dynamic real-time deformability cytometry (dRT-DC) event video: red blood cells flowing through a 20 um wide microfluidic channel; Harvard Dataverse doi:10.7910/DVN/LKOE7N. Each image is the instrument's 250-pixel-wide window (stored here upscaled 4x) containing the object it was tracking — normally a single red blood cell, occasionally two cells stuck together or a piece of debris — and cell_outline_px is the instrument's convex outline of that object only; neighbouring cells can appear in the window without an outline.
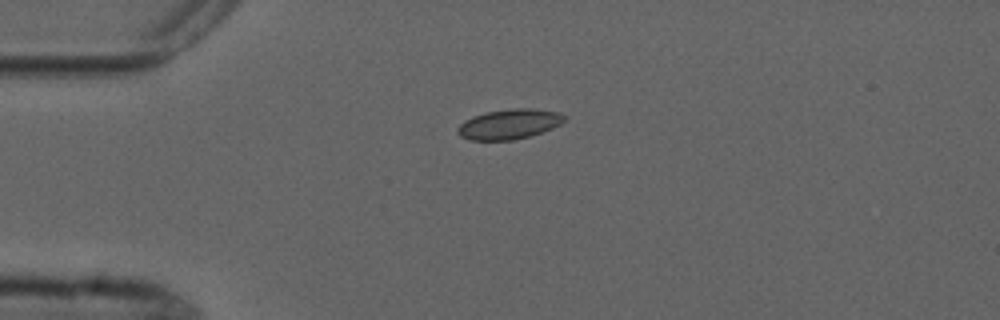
{"species": "common noctule bat (a hibernating species)", "species_latin": "Nyctalus noctula", "temperature_condition": "cold", "stored_images_in_passage": 1, "camera_frame_rate_fps": 3000, "um_per_image_px": 0.085, "animal": {"sex": "male", "forearm_length_mm": 52.5}, "frame": {"image": 1, "passage_image": 1, "time_ms": 0.0, "image_size_px": [1000, 320], "cell_outline_px": [[568, 116], [560, 124], [552, 128], [528, 136], [512, 140], [468, 140], [460, 136], [456, 132], [456, 128], [464, 120], [472, 116], [484, 112], [512, 108], [532, 108], [560, 112]], "centroid_in_image_um": [43.25, 10.54], "position_along_channel_um": 41.7, "area_um2": 18.84}}